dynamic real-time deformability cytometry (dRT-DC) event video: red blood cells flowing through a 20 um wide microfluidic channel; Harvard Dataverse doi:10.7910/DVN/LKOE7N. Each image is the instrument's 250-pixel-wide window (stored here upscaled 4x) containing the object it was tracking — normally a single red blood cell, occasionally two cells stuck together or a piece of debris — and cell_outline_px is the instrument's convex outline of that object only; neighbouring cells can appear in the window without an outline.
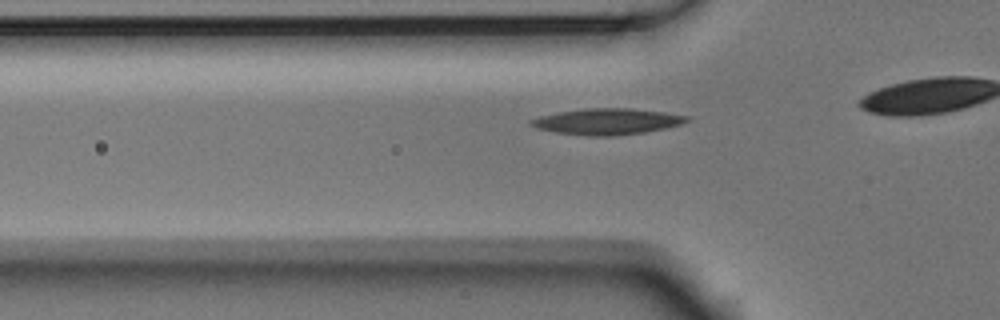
{"species": "Egyptian fruit bat (a non-hibernating species)", "species_latin": "Rousettus aegyptiacus", "temperature_condition": "room temperature", "stored_images_in_passage": 39, "camera_frame_rate_fps": 3000, "um_per_image_px": 0.085, "animal": {"sex": "male"}, "frame": {"image": 1, "passage_image": 14, "time_ms": 4.333, "image_size_px": [1000, 320], "cell_outline_px": [[692, 120], [680, 124], [664, 128], [644, 132], [616, 136], [588, 136], [556, 132], [536, 128], [528, 124], [528, 120], [540, 116], [560, 112], [584, 108], [632, 108], [664, 112], [688, 116]], "centroid_in_image_um": [51.59, 10.33], "position_along_channel_um": 74.2, "area_um2": 23.76}}
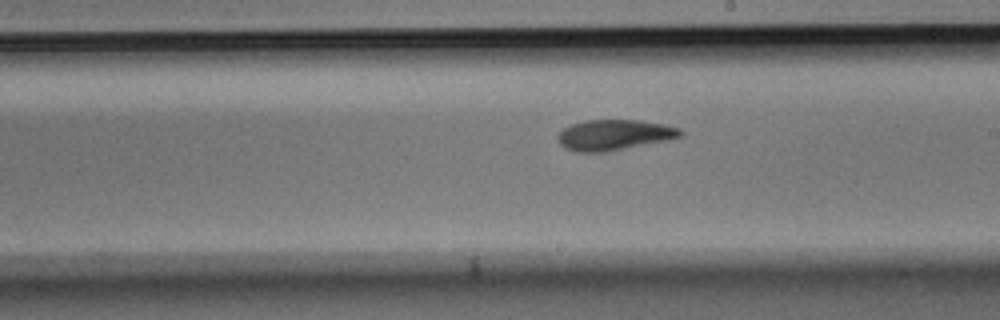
{"frame": {"image": 2, "passage_image": 27, "time_ms": 8.667, "image_size_px": [1000, 320], "cell_outline_px": [[684, 132], [680, 136], [664, 140], [604, 152], [576, 152], [564, 148], [556, 140], [556, 136], [564, 128], [572, 124], [584, 120], [636, 120], [664, 124], [680, 128]], "centroid_in_image_um": [52.14, 11.46], "position_along_channel_um": 236.9, "area_um2": 21.62}}
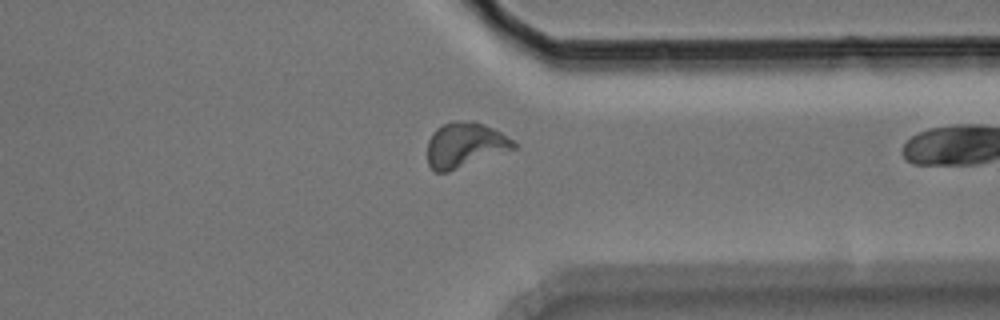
{"frame": {"image": 3, "passage_image": 38, "time_ms": 12.333, "image_size_px": [1000, 320], "cell_outline_px": [[520, 148], [448, 172], [436, 172], [428, 164], [428, 140], [432, 132], [436, 128], [444, 124], [456, 120], [472, 120], [484, 124], [500, 132], [512, 140]], "centroid_in_image_um": [39.54, 12.33], "position_along_channel_um": 371.9, "area_um2": 22.95}}